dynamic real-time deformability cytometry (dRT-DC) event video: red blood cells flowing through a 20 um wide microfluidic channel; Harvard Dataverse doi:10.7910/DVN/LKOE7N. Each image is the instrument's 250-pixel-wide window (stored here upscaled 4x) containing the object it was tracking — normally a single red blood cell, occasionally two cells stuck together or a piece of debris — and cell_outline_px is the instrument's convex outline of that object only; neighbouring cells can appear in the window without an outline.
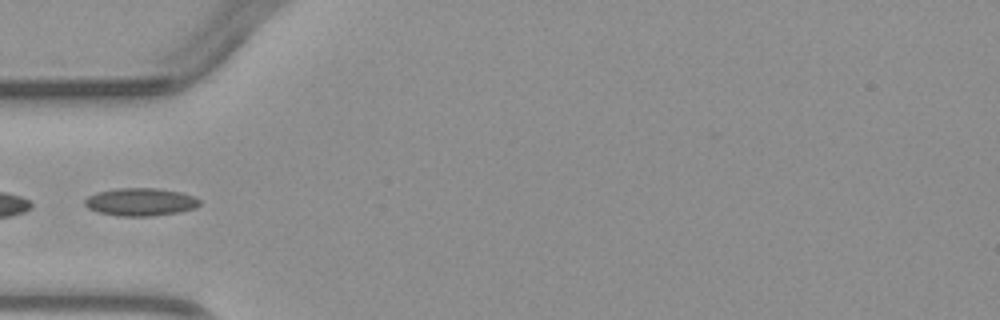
{"species": "common noctule bat (a hibernating species)", "species_latin": "Nyctalus noctula", "temperature_condition": "warm", "stored_images_in_passage": 4, "camera_frame_rate_fps": 3000, "um_per_image_px": 0.085, "animal": {"sex": "male", "body_mass_g": 23.1, "forearm_length_mm": 52.7}, "frame": {"image": 1, "passage_image": 4, "time_ms": 4.333, "image_size_px": [1000, 320], "cell_outline_px": [[200, 204], [192, 208], [176, 212], [152, 216], [116, 216], [96, 212], [88, 208], [84, 204], [84, 200], [88, 196], [100, 192], [120, 188], [160, 188], [180, 192], [192, 196], [200, 200]], "centroid_in_image_um": [11.9, 17.17], "position_along_channel_um": 73.1, "area_um2": 18.44}}